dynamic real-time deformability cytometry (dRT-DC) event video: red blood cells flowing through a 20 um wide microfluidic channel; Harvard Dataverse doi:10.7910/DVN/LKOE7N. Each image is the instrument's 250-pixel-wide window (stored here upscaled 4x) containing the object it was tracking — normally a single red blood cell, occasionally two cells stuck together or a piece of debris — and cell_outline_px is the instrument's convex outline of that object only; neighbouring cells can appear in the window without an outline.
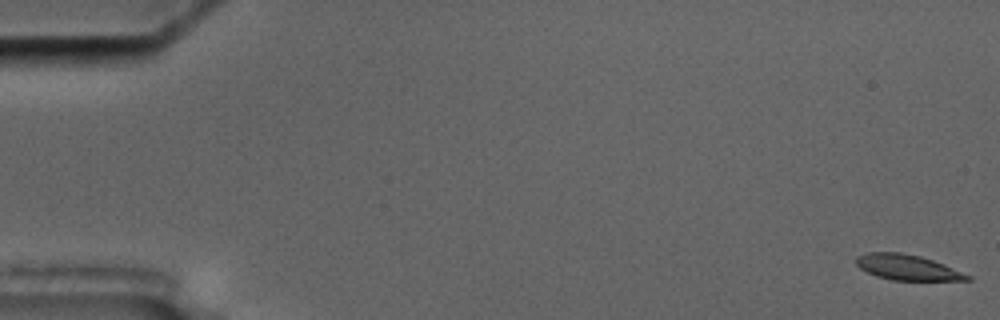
{"species": "common noctule bat (a hibernating species)", "species_latin": "Nyctalus noctula", "temperature_condition": "cold", "stored_images_in_passage": 6, "segment_of_instrument_passage": [1, 2], "camera_frame_rate_fps": 3000, "um_per_image_px": 0.085, "animal": {"sex": "male", "body_mass_g": 17.5, "forearm_length_mm": 52.3}, "frame": {"image": 1, "passage_image": 1, "time_ms": 0.0, "image_size_px": [1000, 320], "cell_outline_px": [[972, 280], [892, 280], [876, 276], [860, 268], [856, 264], [856, 256], [868, 252], [900, 252], [920, 256], [944, 264], [972, 276]], "centroid_in_image_um": [77.12, 22.72], "position_along_channel_um": 7.9, "area_um2": 16.42}}
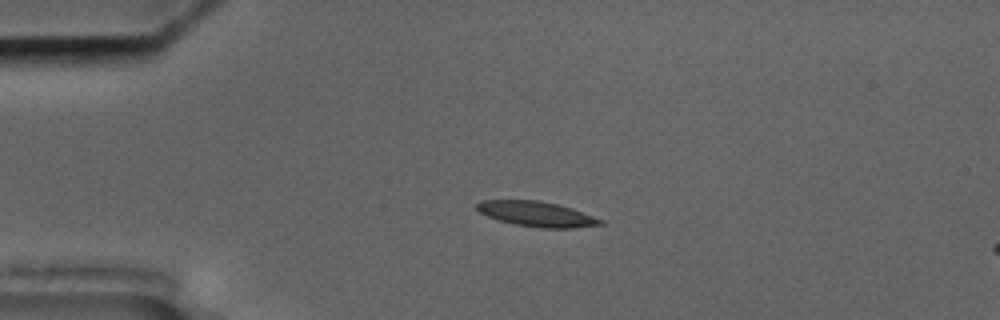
{"frame": {"image": 2, "passage_image": 4, "time_ms": 4.333, "image_size_px": [1000, 320], "cell_outline_px": [[604, 224], [572, 228], [540, 228], [512, 224], [488, 216], [480, 212], [476, 208], [476, 204], [480, 200], [540, 200], [572, 208], [604, 220]], "centroid_in_image_um": [45.62, 18.19], "position_along_channel_um": 39.4, "area_um2": 18.09}}